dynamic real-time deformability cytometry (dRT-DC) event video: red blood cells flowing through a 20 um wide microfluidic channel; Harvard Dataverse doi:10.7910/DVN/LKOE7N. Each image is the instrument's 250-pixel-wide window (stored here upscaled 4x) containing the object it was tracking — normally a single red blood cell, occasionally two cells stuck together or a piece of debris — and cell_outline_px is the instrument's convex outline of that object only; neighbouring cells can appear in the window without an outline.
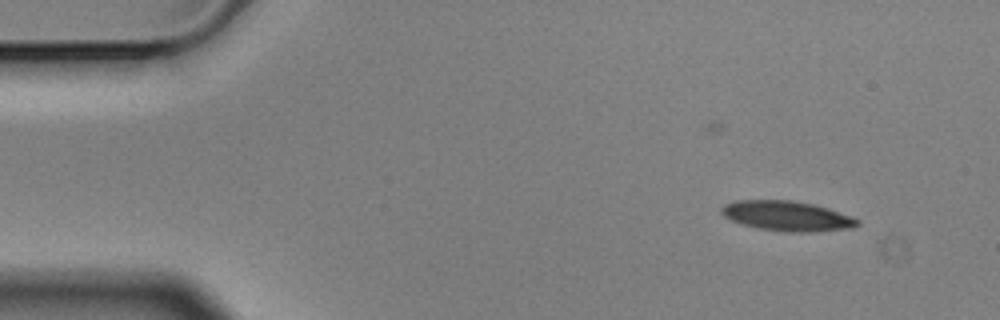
{"species": "Egyptian fruit bat (a non-hibernating species)", "species_latin": "Rousettus aegyptiacus", "temperature_condition": "cold", "stored_images_in_passage": 5, "segment_of_instrument_passage": [1, 2], "camera_frame_rate_fps": 3000, "um_per_image_px": 0.085, "animal": {"sex": "male"}, "frame": {"image": 1, "passage_image": 1, "time_ms": 0.0, "image_size_px": [1000, 320], "cell_outline_px": [[860, 224], [852, 228], [812, 232], [784, 232], [760, 228], [744, 224], [732, 220], [724, 216], [720, 212], [720, 208], [724, 204], [736, 200], [792, 200], [812, 204], [828, 208], [860, 220]], "centroid_in_image_um": [66.9, 18.35], "position_along_channel_um": 18.1, "area_um2": 23.64}}
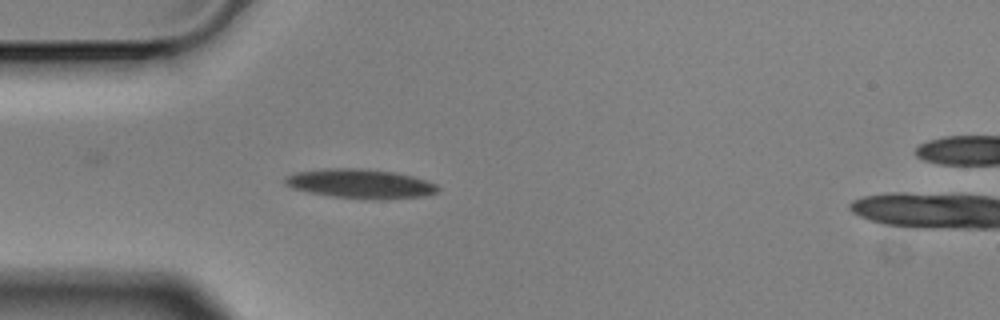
{"frame": {"image": 2, "passage_image": 4, "time_ms": 1.0, "image_size_px": [1000, 320], "cell_outline_px": [[440, 188], [436, 192], [428, 196], [388, 200], [368, 200], [332, 196], [308, 192], [292, 188], [284, 184], [284, 176], [296, 172], [320, 168], [364, 168], [396, 172], [412, 176], [436, 184]], "centroid_in_image_um": [30.63, 15.62], "position_along_channel_um": 54.4, "area_um2": 26.7}}